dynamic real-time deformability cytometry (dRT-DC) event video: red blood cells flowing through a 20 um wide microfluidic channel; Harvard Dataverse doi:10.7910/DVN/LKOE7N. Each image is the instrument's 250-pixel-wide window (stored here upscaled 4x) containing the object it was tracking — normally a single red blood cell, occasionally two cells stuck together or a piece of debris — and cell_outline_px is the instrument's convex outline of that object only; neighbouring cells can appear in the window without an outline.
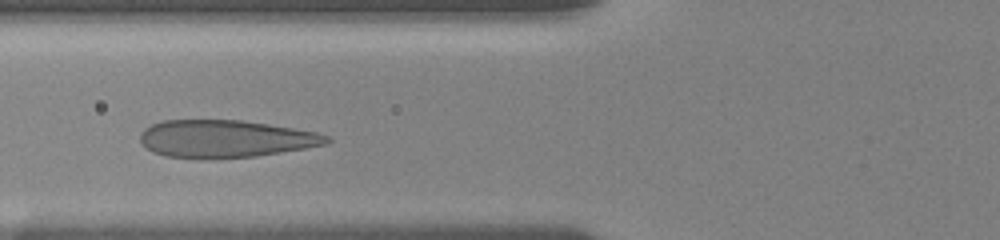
{"species": "human", "species_latin": "Homo sapiens", "temperature_condition": "room temperature", "stored_images_in_passage": 35, "camera_frame_rate_fps": 3000, "um_per_image_px": 0.085, "donor": {"sex": "female"}, "frame": {"image": 1, "passage_image": 12, "time_ms": 4.0, "image_size_px": [1000, 240], "cell_outline_px": [[332, 140], [328, 144], [256, 156], [164, 156], [152, 152], [140, 140], [140, 132], [144, 128], [152, 124], [164, 120], [240, 120], [268, 124], [316, 132], [328, 136]], "centroid_in_image_um": [19.17, 11.76], "position_along_channel_um": 106.6, "area_um2": 39.65}}
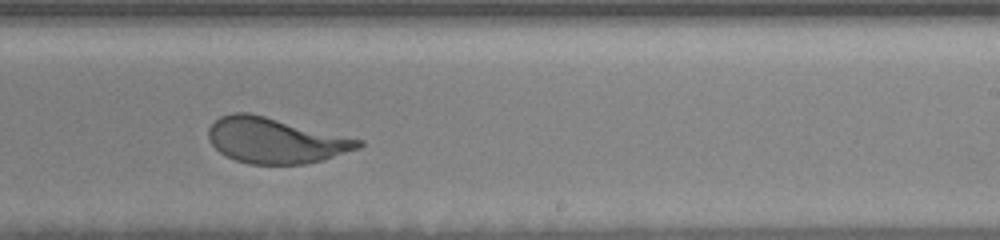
{"frame": {"image": 2, "passage_image": 24, "time_ms": 8.333, "image_size_px": [1000, 240], "cell_outline_px": [[364, 144], [360, 148], [324, 160], [304, 164], [248, 164], [236, 160], [220, 152], [212, 144], [208, 136], [208, 128], [220, 116], [232, 112], [248, 112], [364, 140]], "centroid_in_image_um": [23.43, 11.94], "position_along_channel_um": 265.6, "area_um2": 39.71}}
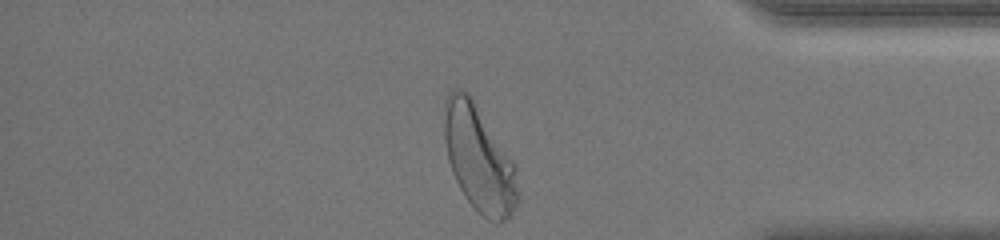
{"frame": {"image": 3, "passage_image": 35, "time_ms": 12.333, "image_size_px": [1000, 240], "cell_outline_px": [[520, 200], [512, 212], [504, 220], [488, 220], [464, 196], [452, 172], [448, 160], [444, 136], [444, 104], [448, 92], [452, 88], [460, 88], [468, 92], [472, 96], [516, 164], [520, 196]], "centroid_in_image_um": [40.73, 13.42], "position_along_channel_um": 394.5, "area_um2": 45.95}, "authors_computed_cell_mechanics": {"area_um2": 40.9802, "velocity_mm_per_s": 3.662, "shape_relaxation_time_tau1_ms": 3.0043, "shape_relaxation_time_tau2_ms": null, "deformation_change_tau1": 0.1638, "deformation_change_tau2": null}}